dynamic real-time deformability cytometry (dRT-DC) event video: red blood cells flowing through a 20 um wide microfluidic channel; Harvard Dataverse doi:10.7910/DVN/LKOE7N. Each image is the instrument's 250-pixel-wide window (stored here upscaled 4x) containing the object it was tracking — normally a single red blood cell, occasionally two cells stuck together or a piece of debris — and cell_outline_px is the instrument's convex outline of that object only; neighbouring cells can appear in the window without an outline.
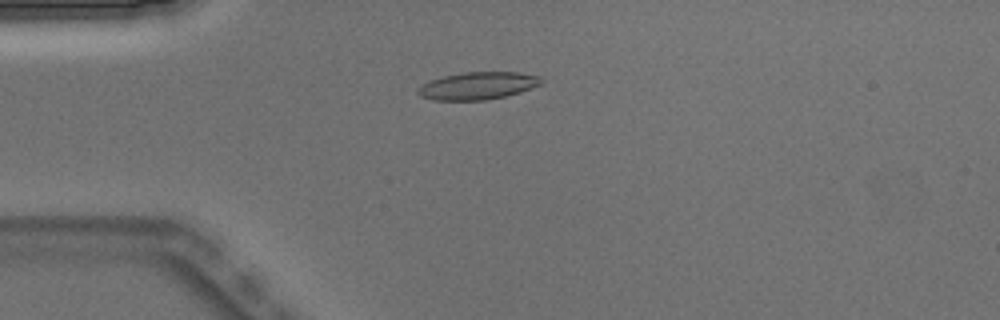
{"species": "Egyptian fruit bat (a non-hibernating species)", "species_latin": "Rousettus aegyptiacus", "temperature_condition": "warm", "stored_images_in_passage": 2, "camera_frame_rate_fps": 3000, "um_per_image_px": 0.085, "animal": {"sex": "male"}, "frame": {"image": 1, "passage_image": 2, "time_ms": 0.333, "image_size_px": [1000, 320], "cell_outline_px": [[544, 84], [520, 92], [504, 96], [484, 100], [432, 100], [420, 96], [416, 92], [416, 88], [432, 80], [444, 76], [464, 72], [520, 72], [540, 76], [544, 80]], "centroid_in_image_um": [40.65, 7.29], "position_along_channel_um": 44.3, "area_um2": 19.83}}